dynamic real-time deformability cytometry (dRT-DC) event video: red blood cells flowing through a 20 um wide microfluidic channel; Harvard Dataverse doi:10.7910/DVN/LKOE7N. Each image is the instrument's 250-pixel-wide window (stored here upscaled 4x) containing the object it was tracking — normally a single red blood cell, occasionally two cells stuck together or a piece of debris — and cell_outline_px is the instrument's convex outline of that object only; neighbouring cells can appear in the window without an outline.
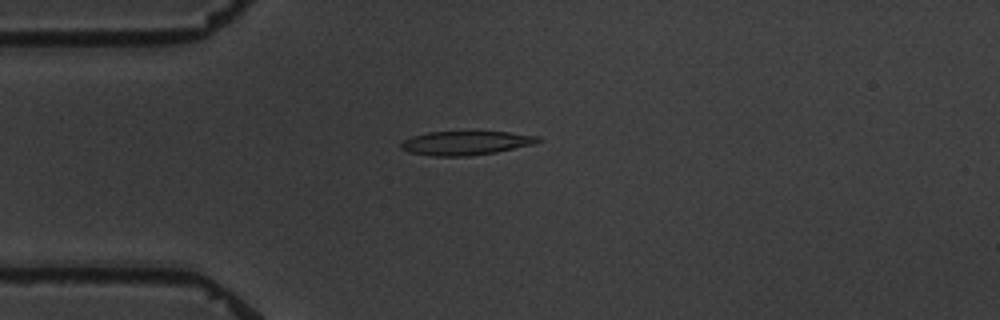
{"species": "common noctule bat (a hibernating species)", "species_latin": "Nyctalus noctula", "temperature_condition": "warm", "stored_images_in_passage": 7, "camera_frame_rate_fps": 3000, "um_per_image_px": 0.085, "animal": {"sex": "male", "body_mass_g": 19.5, "forearm_length_mm": 54.6}, "frame": {"image": 1, "passage_image": 1, "time_ms": 0.0, "image_size_px": [1000, 320], "cell_outline_px": [[540, 140], [532, 144], [496, 152], [468, 156], [432, 156], [408, 152], [400, 148], [400, 144], [404, 140], [412, 136], [428, 132], [508, 132], [540, 136]], "centroid_in_image_um": [39.55, 12.16], "position_along_channel_um": 45.5, "area_um2": 18.96}}
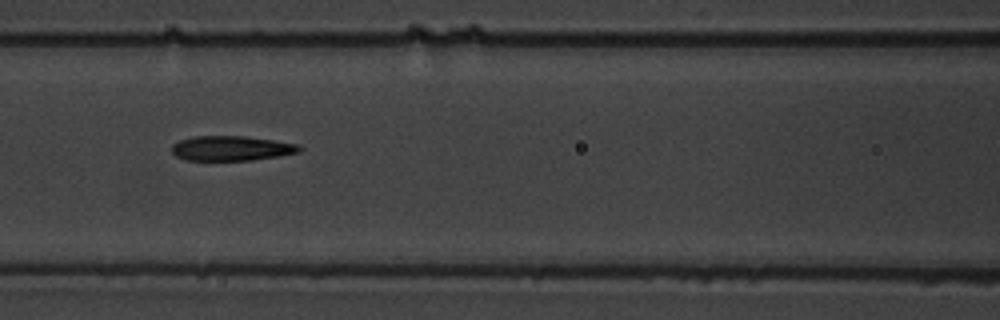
{"frame": {"image": 2, "passage_image": 4, "time_ms": 3.333, "image_size_px": [1000, 320], "cell_outline_px": [[304, 148], [300, 152], [252, 160], [188, 160], [176, 156], [172, 152], [172, 144], [180, 140], [192, 136], [244, 136], [300, 144]], "centroid_in_image_um": [19.68, 12.6], "position_along_channel_um": 146.9, "area_um2": 18.44}}
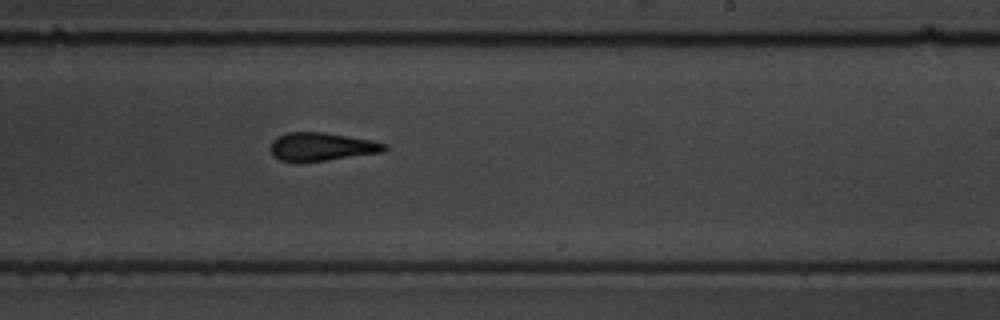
{"frame": {"image": 3, "passage_image": 7, "time_ms": 6.667, "image_size_px": [1000, 320], "cell_outline_px": [[388, 148], [384, 152], [328, 160], [296, 164], [280, 160], [272, 156], [268, 148], [272, 140], [288, 132], [324, 132], [372, 140], [388, 144]], "centroid_in_image_um": [27.3, 12.5], "position_along_channel_um": 261.7, "area_um2": 19.36}}